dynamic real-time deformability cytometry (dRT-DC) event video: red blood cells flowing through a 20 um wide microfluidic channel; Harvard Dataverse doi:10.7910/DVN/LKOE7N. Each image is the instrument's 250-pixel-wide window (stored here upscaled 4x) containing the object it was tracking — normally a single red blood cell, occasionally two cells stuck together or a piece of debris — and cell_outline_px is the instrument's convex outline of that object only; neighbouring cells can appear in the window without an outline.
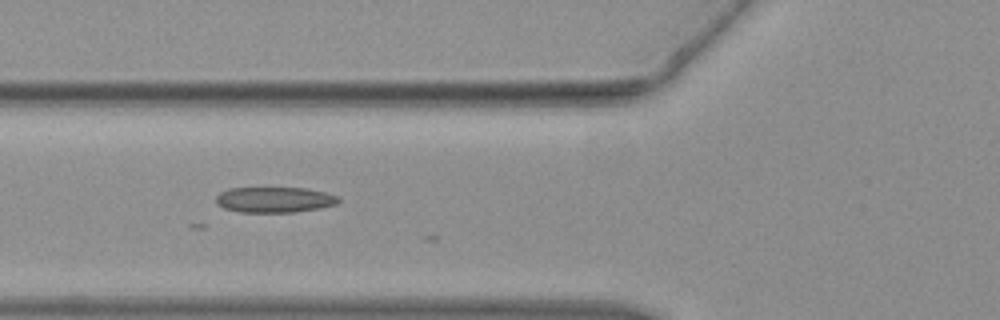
{"species": "common noctule bat (a hibernating species)", "species_latin": "Nyctalus noctula", "temperature_condition": "warm", "stored_images_in_passage": 6, "camera_frame_rate_fps": 3000, "um_per_image_px": 0.085, "animal": {"sex": "female", "body_mass_g": 19.3, "forearm_length_mm": 54.1}, "frame": {"image": 1, "passage_image": 4, "time_ms": 1.0, "image_size_px": [1000, 320], "cell_outline_px": [[340, 200], [336, 204], [320, 208], [296, 212], [240, 212], [224, 208], [216, 204], [216, 196], [220, 192], [228, 188], [308, 188], [340, 196]], "centroid_in_image_um": [23.34, 16.97], "position_along_channel_um": 102.5, "area_um2": 18.38}}